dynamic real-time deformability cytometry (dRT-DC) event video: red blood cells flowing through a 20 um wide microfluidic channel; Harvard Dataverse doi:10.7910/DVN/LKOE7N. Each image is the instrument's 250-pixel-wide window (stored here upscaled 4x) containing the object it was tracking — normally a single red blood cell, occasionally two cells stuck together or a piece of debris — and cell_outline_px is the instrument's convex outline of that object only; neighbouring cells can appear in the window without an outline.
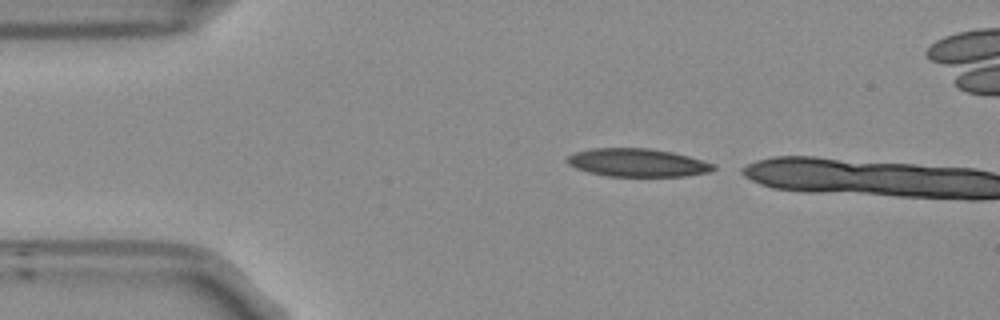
{"species": "Egyptian fruit bat (a non-hibernating species)", "species_latin": "Rousettus aegyptiacus", "temperature_condition": "room temperature", "stored_images_in_passage": 3, "camera_frame_rate_fps": 3000, "um_per_image_px": 0.085, "frame": {"image": 1, "passage_image": 1, "time_ms": 0.0, "image_size_px": [1000, 320], "cell_outline_px": [[716, 168], [708, 172], [684, 176], [608, 176], [588, 172], [576, 168], [568, 164], [564, 160], [568, 156], [576, 152], [592, 148], [648, 148], [672, 152], [688, 156], [716, 164]], "centroid_in_image_um": [54.17, 13.82], "position_along_channel_um": 30.8, "area_um2": 23.93}}